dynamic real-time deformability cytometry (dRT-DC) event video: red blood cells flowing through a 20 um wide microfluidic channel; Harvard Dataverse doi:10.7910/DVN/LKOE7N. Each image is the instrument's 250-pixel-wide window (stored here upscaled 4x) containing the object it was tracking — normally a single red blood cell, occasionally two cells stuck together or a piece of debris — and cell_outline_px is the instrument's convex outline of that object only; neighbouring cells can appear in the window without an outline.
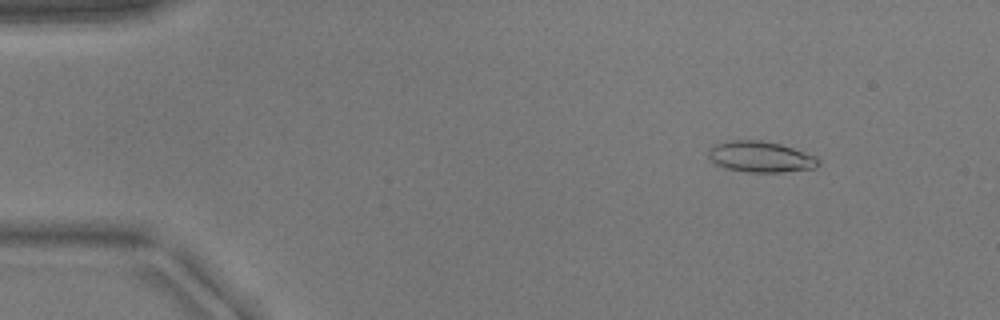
{"species": "common noctule bat (a hibernating species)", "species_latin": "Nyctalus noctula", "temperature_condition": "warm", "stored_images_in_passage": 51, "camera_frame_rate_fps": 3000, "um_per_image_px": 0.085, "animal": {"sex": "male", "body_mass_g": 17.9}, "frame": {"image": 1, "passage_image": 6, "time_ms": 1.667, "image_size_px": [1000, 320], "cell_outline_px": [[820, 164], [816, 168], [784, 172], [748, 172], [724, 168], [716, 164], [708, 156], [708, 148], [712, 144], [728, 140], [760, 140], [780, 144], [816, 156], [820, 160]], "centroid_in_image_um": [64.63, 13.32], "position_along_channel_um": 20.4, "area_um2": 20.06}}
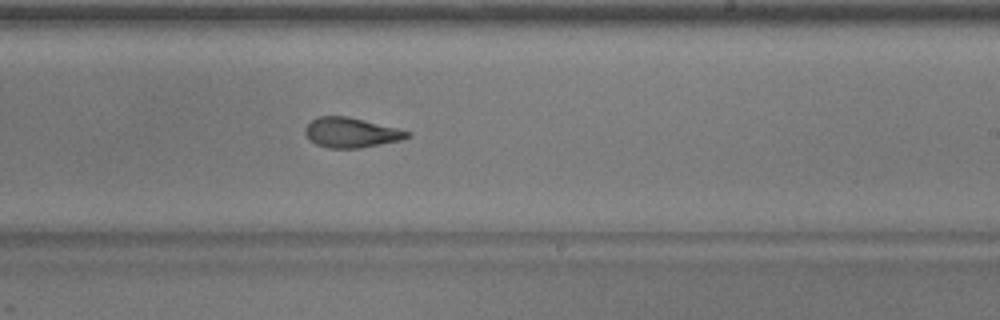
{"frame": {"image": 2, "passage_image": 31, "time_ms": 10.0, "image_size_px": [1000, 320], "cell_outline_px": [[412, 136], [400, 140], [360, 148], [328, 148], [316, 144], [304, 132], [304, 128], [312, 120], [320, 116], [348, 116], [412, 132]], "centroid_in_image_um": [29.86, 11.27], "position_along_channel_um": 259.1, "area_um2": 17.63}}
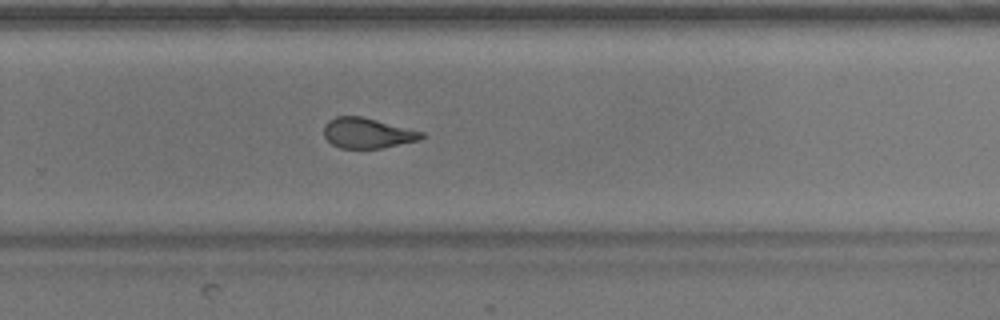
{"frame": {"image": 3, "passage_image": 34, "time_ms": 11.0, "image_size_px": [1000, 320], "cell_outline_px": [[424, 136], [420, 140], [380, 148], [340, 148], [332, 144], [324, 136], [324, 124], [328, 120], [336, 116], [360, 116], [424, 132]], "centroid_in_image_um": [31.2, 11.31], "position_along_channel_um": 298.6, "area_um2": 17.11}}